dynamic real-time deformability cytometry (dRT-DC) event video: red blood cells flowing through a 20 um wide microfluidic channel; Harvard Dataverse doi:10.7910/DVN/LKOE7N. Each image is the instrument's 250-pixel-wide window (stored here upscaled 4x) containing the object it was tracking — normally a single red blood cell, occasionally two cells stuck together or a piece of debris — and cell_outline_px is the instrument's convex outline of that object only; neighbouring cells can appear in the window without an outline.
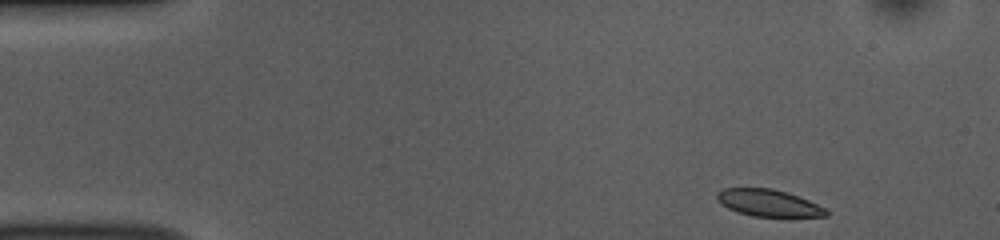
{"species": "common noctule bat (a hibernating species)", "species_latin": "Nyctalus noctula", "temperature_condition": "room temperature", "stored_images_in_passage": 47, "camera_frame_rate_fps": 3000, "um_per_image_px": 0.085, "animal": {"sex": "female", "body_mass_g": 10.0, "forearm_length_mm": 53.1}, "frame": {"image": 1, "passage_image": 1, "time_ms": 0.0, "image_size_px": [1000, 240], "cell_outline_px": [[828, 216], [752, 216], [736, 212], [720, 204], [716, 200], [716, 192], [724, 188], [772, 188], [788, 192], [828, 208]], "centroid_in_image_um": [65.3, 17.24], "position_along_channel_um": 19.7, "area_um2": 17.28}}
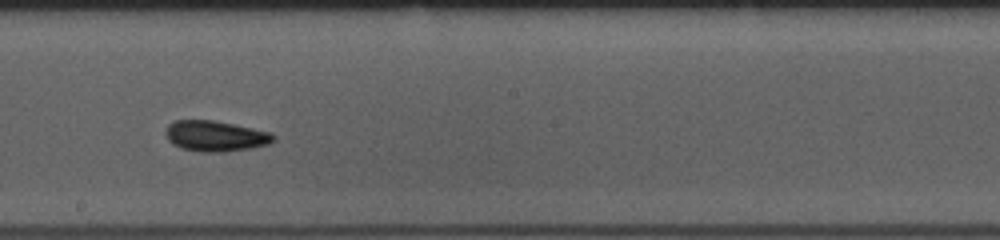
{"frame": {"image": 2, "passage_image": 24, "time_ms": 7.667, "image_size_px": [1000, 240], "cell_outline_px": [[276, 140], [268, 144], [252, 148], [224, 152], [200, 152], [180, 148], [172, 144], [168, 140], [164, 132], [168, 124], [172, 120], [212, 120], [272, 132], [276, 136]], "centroid_in_image_um": [18.3, 11.57], "position_along_channel_um": 229.9, "area_um2": 19.54}}
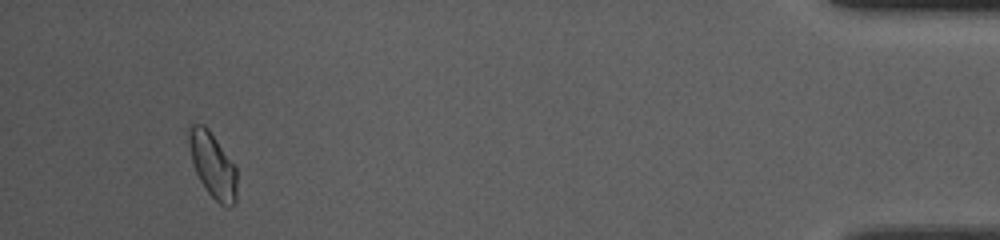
{"frame": {"image": 3, "passage_image": 44, "time_ms": 14.333, "image_size_px": [1000, 240], "cell_outline_px": [[236, 200], [228, 208], [220, 204], [208, 192], [200, 180], [196, 172], [192, 160], [188, 144], [188, 128], [192, 124], [204, 124], [208, 128], [236, 168]], "centroid_in_image_um": [18.06, 14.02], "position_along_channel_um": 417.1, "area_um2": 17.92}, "authors_computed_cell_mechanics": {"area_um2": 18.496, "velocity_mm_per_s": 3.8472, "shape_relaxation_time_tau1_ms": null, "shape_relaxation_time_tau2_ms": 4.0331, "deformation_change_tau1": null, "deformation_change_tau2": 0.0619}}